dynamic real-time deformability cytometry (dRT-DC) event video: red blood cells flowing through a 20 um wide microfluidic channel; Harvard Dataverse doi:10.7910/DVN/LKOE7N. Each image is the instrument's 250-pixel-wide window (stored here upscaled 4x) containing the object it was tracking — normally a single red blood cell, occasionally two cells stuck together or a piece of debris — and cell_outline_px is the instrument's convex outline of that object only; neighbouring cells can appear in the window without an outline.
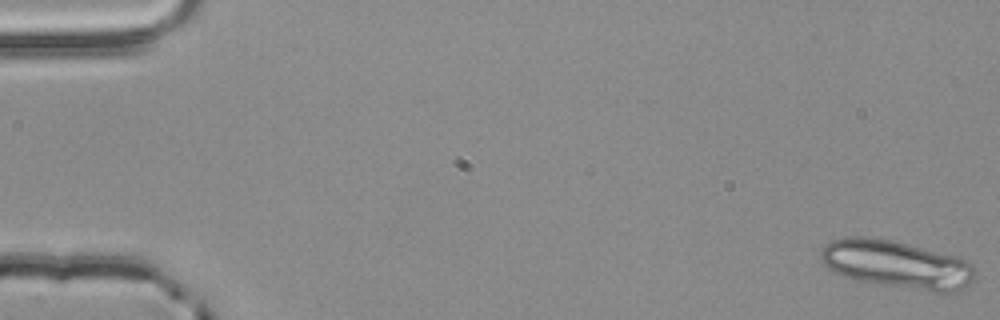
{"species": "common noctule bat (a hibernating species)", "species_latin": "Nyctalus noctula", "temperature_condition": "room temperature", "stored_images_in_passage": 14, "camera_frame_rate_fps": 3000, "um_per_image_px": 0.085, "animal": {"sex": "male", "body_mass_g": 20.4}, "frame": {"image": 1, "passage_image": 1, "time_ms": 0.0, "image_size_px": [1000, 320], "cell_outline_px": [[972, 280], [964, 288], [956, 292], [932, 292], [876, 284], [856, 280], [832, 272], [820, 260], [820, 248], [824, 244], [832, 240], [848, 236], [864, 236], [892, 240], [960, 256], [972, 264]], "centroid_in_image_um": [76.17, 22.47], "position_along_channel_um": 8.8, "area_um2": 43.58}}